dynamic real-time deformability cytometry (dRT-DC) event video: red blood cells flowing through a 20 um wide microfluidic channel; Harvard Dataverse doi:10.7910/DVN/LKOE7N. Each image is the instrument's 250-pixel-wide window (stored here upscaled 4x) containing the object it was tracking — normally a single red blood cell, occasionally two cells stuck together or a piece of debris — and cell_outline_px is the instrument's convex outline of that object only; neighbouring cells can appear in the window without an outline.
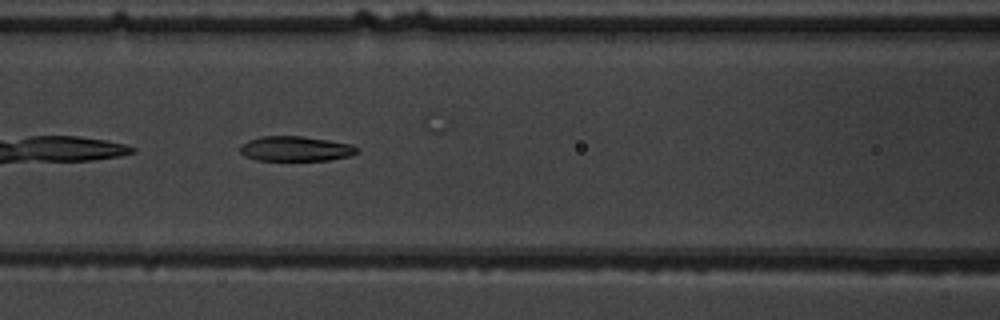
{"species": "common noctule bat (a hibernating species)", "species_latin": "Nyctalus noctula", "temperature_condition": "warm", "stored_images_in_passage": 8, "camera_frame_rate_fps": 3000, "um_per_image_px": 0.085, "animal": {"sex": "male", "body_mass_g": 19.5, "forearm_length_mm": 54.6}, "frame": {"image": 1, "passage_image": 5, "time_ms": 4.333, "image_size_px": [1000, 320], "cell_outline_px": [[360, 152], [348, 156], [328, 160], [256, 160], [244, 156], [240, 152], [240, 148], [248, 140], [260, 136], [300, 136], [328, 140], [352, 144], [360, 148]], "centroid_in_image_um": [25.15, 12.64], "position_along_channel_um": 141.4, "area_um2": 16.99}}
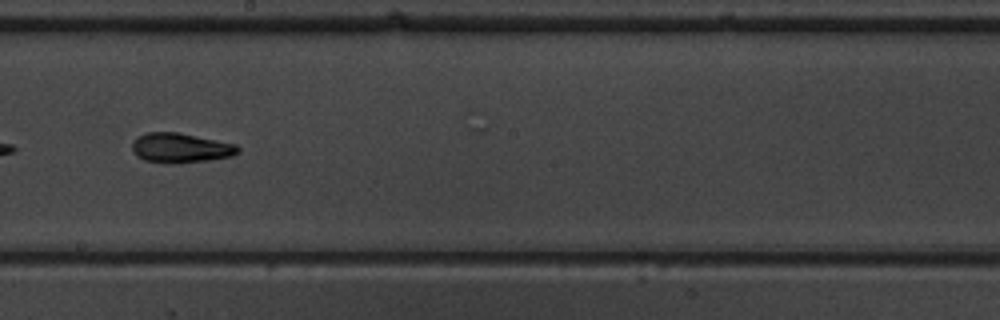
{"frame": {"image": 2, "passage_image": 7, "time_ms": 6.667, "image_size_px": [1000, 320], "cell_outline_px": [[240, 152], [232, 156], [208, 160], [144, 160], [136, 156], [132, 152], [132, 144], [136, 136], [148, 132], [176, 132], [236, 144], [240, 148]], "centroid_in_image_um": [15.35, 12.52], "position_along_channel_um": 232.9, "area_um2": 17.46}}
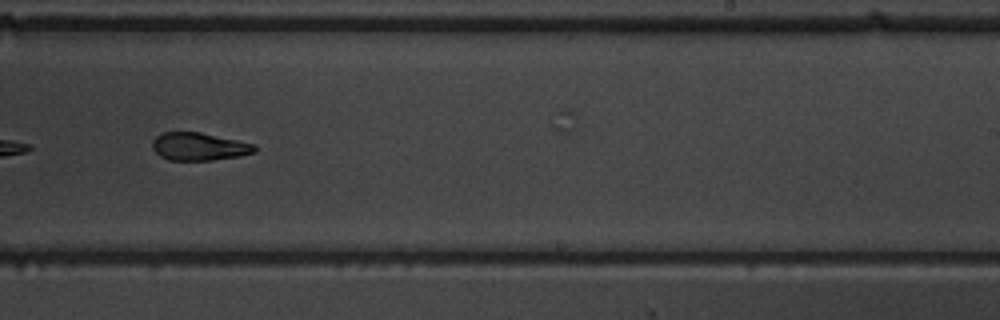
{"frame": {"image": 3, "passage_image": 8, "time_ms": 7.667, "image_size_px": [1000, 320], "cell_outline_px": [[256, 152], [240, 156], [212, 160], [168, 160], [160, 156], [152, 148], [152, 140], [160, 132], [200, 132], [256, 144]], "centroid_in_image_um": [16.91, 12.45], "position_along_channel_um": 272.1, "area_um2": 16.7}}